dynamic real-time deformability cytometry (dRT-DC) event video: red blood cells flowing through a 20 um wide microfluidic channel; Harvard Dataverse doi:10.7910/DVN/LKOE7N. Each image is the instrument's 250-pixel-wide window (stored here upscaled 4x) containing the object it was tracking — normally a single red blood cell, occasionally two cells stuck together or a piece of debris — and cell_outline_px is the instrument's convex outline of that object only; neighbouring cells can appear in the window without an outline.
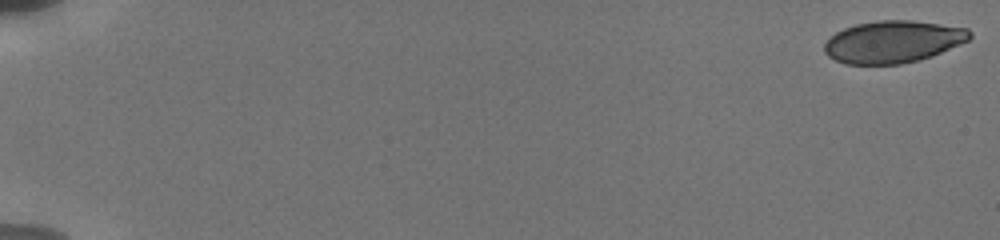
{"species": "human", "species_latin": "Homo sapiens", "temperature_condition": "cold", "stored_images_in_passage": 19, "camera_frame_rate_fps": 3000, "um_per_image_px": 0.085, "donor": {"sex": "male"}, "frame": {"image": 1, "passage_image": 1, "time_ms": 0.0, "image_size_px": [1000, 240], "cell_outline_px": [[972, 36], [968, 40], [932, 56], [920, 60], [900, 64], [848, 64], [836, 60], [828, 56], [824, 52], [824, 44], [836, 32], [844, 28], [856, 24], [876, 20], [912, 20], [968, 28], [972, 32]], "centroid_in_image_um": [75.91, 3.54], "position_along_channel_um": 9.1, "area_um2": 35.66}}
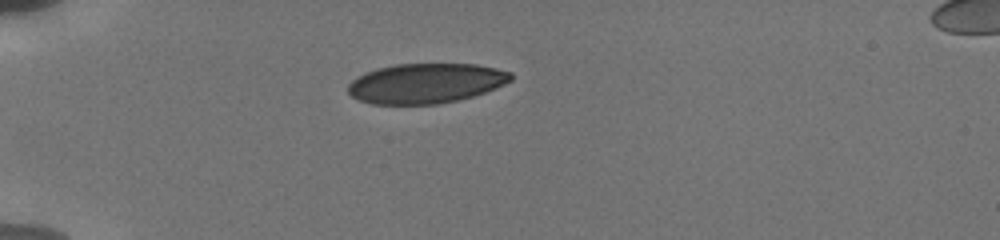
{"frame": {"image": 2, "passage_image": 14, "time_ms": 5.333, "image_size_px": [1000, 240], "cell_outline_px": [[512, 80], [496, 88], [472, 96], [456, 100], [436, 104], [372, 104], [360, 100], [352, 96], [348, 92], [348, 84], [352, 80], [364, 72], [376, 68], [396, 64], [476, 64], [496, 68], [512, 72]], "centroid_in_image_um": [36.18, 7.07], "position_along_channel_um": 48.8, "area_um2": 37.86}}
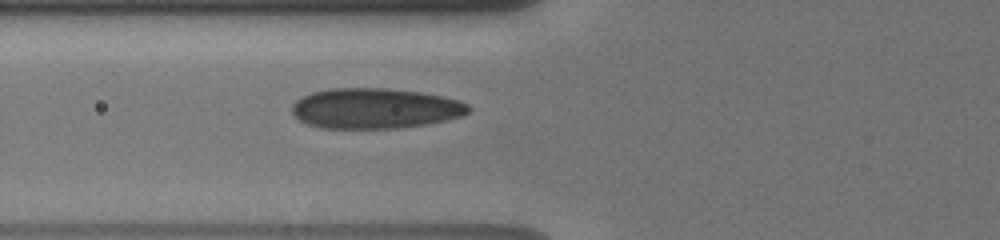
{"frame": {"image": 3, "passage_image": 19, "time_ms": 7.333, "image_size_px": [1000, 240], "cell_outline_px": [[472, 108], [464, 116], [428, 124], [396, 128], [320, 128], [308, 124], [300, 120], [292, 112], [292, 104], [300, 96], [312, 92], [328, 88], [384, 88], [420, 92], [460, 100], [468, 104]], "centroid_in_image_um": [31.88, 9.21], "position_along_channel_um": 93.9, "area_um2": 41.73}}